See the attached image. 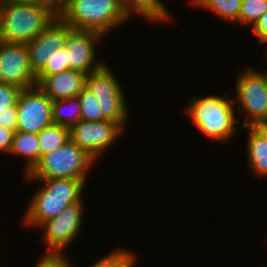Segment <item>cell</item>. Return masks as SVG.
Wrapping results in <instances>:
<instances>
[{
  "label": "cell",
  "mask_w": 267,
  "mask_h": 267,
  "mask_svg": "<svg viewBox=\"0 0 267 267\" xmlns=\"http://www.w3.org/2000/svg\"><path fill=\"white\" fill-rule=\"evenodd\" d=\"M41 187L31 196L25 209L23 226L35 228L48 219L58 216L67 206L80 202L86 186L84 180L72 178L24 179Z\"/></svg>",
  "instance_id": "cell-1"
},
{
  "label": "cell",
  "mask_w": 267,
  "mask_h": 267,
  "mask_svg": "<svg viewBox=\"0 0 267 267\" xmlns=\"http://www.w3.org/2000/svg\"><path fill=\"white\" fill-rule=\"evenodd\" d=\"M233 100L234 98L231 99L225 94L194 96L183 112L203 135L223 144L230 141L239 131Z\"/></svg>",
  "instance_id": "cell-2"
},
{
  "label": "cell",
  "mask_w": 267,
  "mask_h": 267,
  "mask_svg": "<svg viewBox=\"0 0 267 267\" xmlns=\"http://www.w3.org/2000/svg\"><path fill=\"white\" fill-rule=\"evenodd\" d=\"M58 16L44 5L8 0L0 10V41L26 44Z\"/></svg>",
  "instance_id": "cell-3"
},
{
  "label": "cell",
  "mask_w": 267,
  "mask_h": 267,
  "mask_svg": "<svg viewBox=\"0 0 267 267\" xmlns=\"http://www.w3.org/2000/svg\"><path fill=\"white\" fill-rule=\"evenodd\" d=\"M59 17L73 29L95 31L104 37L129 21L120 0H70Z\"/></svg>",
  "instance_id": "cell-4"
},
{
  "label": "cell",
  "mask_w": 267,
  "mask_h": 267,
  "mask_svg": "<svg viewBox=\"0 0 267 267\" xmlns=\"http://www.w3.org/2000/svg\"><path fill=\"white\" fill-rule=\"evenodd\" d=\"M96 160L70 139L51 153L45 154L25 179L72 178L88 179L89 172Z\"/></svg>",
  "instance_id": "cell-5"
},
{
  "label": "cell",
  "mask_w": 267,
  "mask_h": 267,
  "mask_svg": "<svg viewBox=\"0 0 267 267\" xmlns=\"http://www.w3.org/2000/svg\"><path fill=\"white\" fill-rule=\"evenodd\" d=\"M234 104L245 115L242 125L254 127L267 119V72L248 65L236 76Z\"/></svg>",
  "instance_id": "cell-6"
},
{
  "label": "cell",
  "mask_w": 267,
  "mask_h": 267,
  "mask_svg": "<svg viewBox=\"0 0 267 267\" xmlns=\"http://www.w3.org/2000/svg\"><path fill=\"white\" fill-rule=\"evenodd\" d=\"M108 67L109 65L105 63L87 75L86 88L96 97L103 117L117 122L125 129L126 124L130 122L128 101L117 76Z\"/></svg>",
  "instance_id": "cell-7"
},
{
  "label": "cell",
  "mask_w": 267,
  "mask_h": 267,
  "mask_svg": "<svg viewBox=\"0 0 267 267\" xmlns=\"http://www.w3.org/2000/svg\"><path fill=\"white\" fill-rule=\"evenodd\" d=\"M84 200L67 206L58 216L46 220L42 229L46 251L64 252L80 235L84 222Z\"/></svg>",
  "instance_id": "cell-8"
},
{
  "label": "cell",
  "mask_w": 267,
  "mask_h": 267,
  "mask_svg": "<svg viewBox=\"0 0 267 267\" xmlns=\"http://www.w3.org/2000/svg\"><path fill=\"white\" fill-rule=\"evenodd\" d=\"M124 131L120 124L111 120H80L69 129V137L73 143L98 161Z\"/></svg>",
  "instance_id": "cell-9"
},
{
  "label": "cell",
  "mask_w": 267,
  "mask_h": 267,
  "mask_svg": "<svg viewBox=\"0 0 267 267\" xmlns=\"http://www.w3.org/2000/svg\"><path fill=\"white\" fill-rule=\"evenodd\" d=\"M52 102L37 85L21 90L16 103V131L39 134L51 125Z\"/></svg>",
  "instance_id": "cell-10"
},
{
  "label": "cell",
  "mask_w": 267,
  "mask_h": 267,
  "mask_svg": "<svg viewBox=\"0 0 267 267\" xmlns=\"http://www.w3.org/2000/svg\"><path fill=\"white\" fill-rule=\"evenodd\" d=\"M104 36L95 31L73 29L66 33L68 70L81 72L85 75L101 68L105 62L97 60L96 49ZM100 42V43H99Z\"/></svg>",
  "instance_id": "cell-11"
},
{
  "label": "cell",
  "mask_w": 267,
  "mask_h": 267,
  "mask_svg": "<svg viewBox=\"0 0 267 267\" xmlns=\"http://www.w3.org/2000/svg\"><path fill=\"white\" fill-rule=\"evenodd\" d=\"M0 83L15 86L21 90L37 85L36 75L29 64L25 44L0 41Z\"/></svg>",
  "instance_id": "cell-12"
},
{
  "label": "cell",
  "mask_w": 267,
  "mask_h": 267,
  "mask_svg": "<svg viewBox=\"0 0 267 267\" xmlns=\"http://www.w3.org/2000/svg\"><path fill=\"white\" fill-rule=\"evenodd\" d=\"M71 29L59 16L36 38L26 43L29 64L37 75L46 65L49 57L65 47L66 33Z\"/></svg>",
  "instance_id": "cell-13"
},
{
  "label": "cell",
  "mask_w": 267,
  "mask_h": 267,
  "mask_svg": "<svg viewBox=\"0 0 267 267\" xmlns=\"http://www.w3.org/2000/svg\"><path fill=\"white\" fill-rule=\"evenodd\" d=\"M87 75L71 69L45 77L37 86L52 100L74 98L86 87Z\"/></svg>",
  "instance_id": "cell-14"
},
{
  "label": "cell",
  "mask_w": 267,
  "mask_h": 267,
  "mask_svg": "<svg viewBox=\"0 0 267 267\" xmlns=\"http://www.w3.org/2000/svg\"><path fill=\"white\" fill-rule=\"evenodd\" d=\"M122 10L131 19L132 16H142L147 23L172 22V13L161 0H120ZM167 21V22H166Z\"/></svg>",
  "instance_id": "cell-15"
},
{
  "label": "cell",
  "mask_w": 267,
  "mask_h": 267,
  "mask_svg": "<svg viewBox=\"0 0 267 267\" xmlns=\"http://www.w3.org/2000/svg\"><path fill=\"white\" fill-rule=\"evenodd\" d=\"M8 155L23 158L25 160L23 175L28 174L41 159L38 134L15 131Z\"/></svg>",
  "instance_id": "cell-16"
},
{
  "label": "cell",
  "mask_w": 267,
  "mask_h": 267,
  "mask_svg": "<svg viewBox=\"0 0 267 267\" xmlns=\"http://www.w3.org/2000/svg\"><path fill=\"white\" fill-rule=\"evenodd\" d=\"M247 131V166L258 178L267 177V140L253 127H245Z\"/></svg>",
  "instance_id": "cell-17"
},
{
  "label": "cell",
  "mask_w": 267,
  "mask_h": 267,
  "mask_svg": "<svg viewBox=\"0 0 267 267\" xmlns=\"http://www.w3.org/2000/svg\"><path fill=\"white\" fill-rule=\"evenodd\" d=\"M81 120L80 102L77 97L54 100L52 102V122L71 128Z\"/></svg>",
  "instance_id": "cell-18"
},
{
  "label": "cell",
  "mask_w": 267,
  "mask_h": 267,
  "mask_svg": "<svg viewBox=\"0 0 267 267\" xmlns=\"http://www.w3.org/2000/svg\"><path fill=\"white\" fill-rule=\"evenodd\" d=\"M193 7L210 10L214 15L231 24L239 19L242 0H190Z\"/></svg>",
  "instance_id": "cell-19"
},
{
  "label": "cell",
  "mask_w": 267,
  "mask_h": 267,
  "mask_svg": "<svg viewBox=\"0 0 267 267\" xmlns=\"http://www.w3.org/2000/svg\"><path fill=\"white\" fill-rule=\"evenodd\" d=\"M41 157L63 146L69 139V128L52 123L39 134Z\"/></svg>",
  "instance_id": "cell-20"
},
{
  "label": "cell",
  "mask_w": 267,
  "mask_h": 267,
  "mask_svg": "<svg viewBox=\"0 0 267 267\" xmlns=\"http://www.w3.org/2000/svg\"><path fill=\"white\" fill-rule=\"evenodd\" d=\"M132 251L120 246L114 251L107 252L108 254L102 256L90 267H135L137 257Z\"/></svg>",
  "instance_id": "cell-21"
},
{
  "label": "cell",
  "mask_w": 267,
  "mask_h": 267,
  "mask_svg": "<svg viewBox=\"0 0 267 267\" xmlns=\"http://www.w3.org/2000/svg\"><path fill=\"white\" fill-rule=\"evenodd\" d=\"M267 11V0H242L239 19L235 23L252 27Z\"/></svg>",
  "instance_id": "cell-22"
},
{
  "label": "cell",
  "mask_w": 267,
  "mask_h": 267,
  "mask_svg": "<svg viewBox=\"0 0 267 267\" xmlns=\"http://www.w3.org/2000/svg\"><path fill=\"white\" fill-rule=\"evenodd\" d=\"M80 102L81 120L102 121L105 118L99 108L96 97L86 87L77 96Z\"/></svg>",
  "instance_id": "cell-23"
},
{
  "label": "cell",
  "mask_w": 267,
  "mask_h": 267,
  "mask_svg": "<svg viewBox=\"0 0 267 267\" xmlns=\"http://www.w3.org/2000/svg\"><path fill=\"white\" fill-rule=\"evenodd\" d=\"M68 70L67 48L56 50L45 67L36 75L37 85L47 76Z\"/></svg>",
  "instance_id": "cell-24"
},
{
  "label": "cell",
  "mask_w": 267,
  "mask_h": 267,
  "mask_svg": "<svg viewBox=\"0 0 267 267\" xmlns=\"http://www.w3.org/2000/svg\"><path fill=\"white\" fill-rule=\"evenodd\" d=\"M21 89L0 83V114L17 113L16 103Z\"/></svg>",
  "instance_id": "cell-25"
},
{
  "label": "cell",
  "mask_w": 267,
  "mask_h": 267,
  "mask_svg": "<svg viewBox=\"0 0 267 267\" xmlns=\"http://www.w3.org/2000/svg\"><path fill=\"white\" fill-rule=\"evenodd\" d=\"M34 267H74L65 252L46 251Z\"/></svg>",
  "instance_id": "cell-26"
},
{
  "label": "cell",
  "mask_w": 267,
  "mask_h": 267,
  "mask_svg": "<svg viewBox=\"0 0 267 267\" xmlns=\"http://www.w3.org/2000/svg\"><path fill=\"white\" fill-rule=\"evenodd\" d=\"M253 34L258 38L259 44H266L267 42V11L258 19V21L251 27Z\"/></svg>",
  "instance_id": "cell-27"
},
{
  "label": "cell",
  "mask_w": 267,
  "mask_h": 267,
  "mask_svg": "<svg viewBox=\"0 0 267 267\" xmlns=\"http://www.w3.org/2000/svg\"><path fill=\"white\" fill-rule=\"evenodd\" d=\"M13 130L0 126V153L8 154L13 140Z\"/></svg>",
  "instance_id": "cell-28"
},
{
  "label": "cell",
  "mask_w": 267,
  "mask_h": 267,
  "mask_svg": "<svg viewBox=\"0 0 267 267\" xmlns=\"http://www.w3.org/2000/svg\"><path fill=\"white\" fill-rule=\"evenodd\" d=\"M17 113L0 114V126L16 131Z\"/></svg>",
  "instance_id": "cell-29"
},
{
  "label": "cell",
  "mask_w": 267,
  "mask_h": 267,
  "mask_svg": "<svg viewBox=\"0 0 267 267\" xmlns=\"http://www.w3.org/2000/svg\"><path fill=\"white\" fill-rule=\"evenodd\" d=\"M28 3L44 5L52 10L57 16L61 14L62 8L54 0H19Z\"/></svg>",
  "instance_id": "cell-30"
},
{
  "label": "cell",
  "mask_w": 267,
  "mask_h": 267,
  "mask_svg": "<svg viewBox=\"0 0 267 267\" xmlns=\"http://www.w3.org/2000/svg\"><path fill=\"white\" fill-rule=\"evenodd\" d=\"M253 128L267 140V119L258 122Z\"/></svg>",
  "instance_id": "cell-31"
},
{
  "label": "cell",
  "mask_w": 267,
  "mask_h": 267,
  "mask_svg": "<svg viewBox=\"0 0 267 267\" xmlns=\"http://www.w3.org/2000/svg\"><path fill=\"white\" fill-rule=\"evenodd\" d=\"M62 9L70 0H54Z\"/></svg>",
  "instance_id": "cell-32"
},
{
  "label": "cell",
  "mask_w": 267,
  "mask_h": 267,
  "mask_svg": "<svg viewBox=\"0 0 267 267\" xmlns=\"http://www.w3.org/2000/svg\"><path fill=\"white\" fill-rule=\"evenodd\" d=\"M8 0H0V10L5 6Z\"/></svg>",
  "instance_id": "cell-33"
},
{
  "label": "cell",
  "mask_w": 267,
  "mask_h": 267,
  "mask_svg": "<svg viewBox=\"0 0 267 267\" xmlns=\"http://www.w3.org/2000/svg\"><path fill=\"white\" fill-rule=\"evenodd\" d=\"M267 43V42H266ZM266 48L264 50V56H265V59L267 61V45L265 44ZM267 63V62H266ZM263 71L267 72V69H264Z\"/></svg>",
  "instance_id": "cell-34"
}]
</instances>
